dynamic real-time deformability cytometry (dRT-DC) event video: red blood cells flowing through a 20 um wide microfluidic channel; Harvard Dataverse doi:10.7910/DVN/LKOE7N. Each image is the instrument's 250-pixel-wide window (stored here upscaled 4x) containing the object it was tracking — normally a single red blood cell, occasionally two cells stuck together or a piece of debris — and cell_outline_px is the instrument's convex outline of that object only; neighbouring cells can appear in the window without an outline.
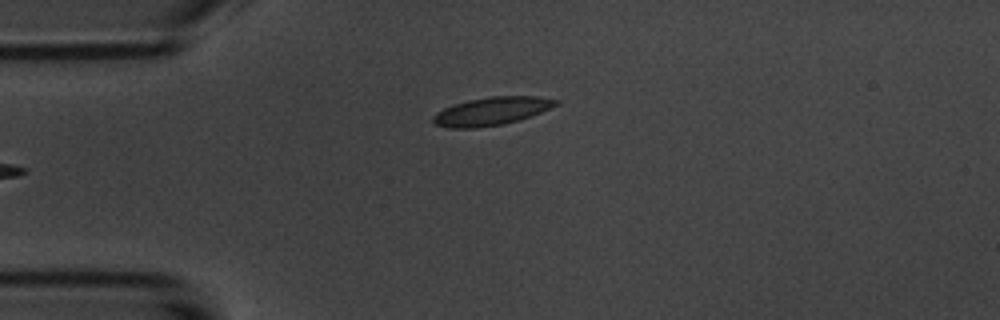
{"species": "common noctule bat (a hibernating species)", "species_latin": "Nyctalus noctula", "temperature_condition": "room temperature", "stored_images_in_passage": 14, "camera_frame_rate_fps": 3000, "um_per_image_px": 0.085, "animal": {"sex": "male", "body_mass_g": 20.1, "forearm_length_mm": 53.5}, "frame": {"image": 1, "passage_image": 5, "time_ms": 5.667, "image_size_px": [1000, 320], "cell_outline_px": [[560, 104], [520, 120], [504, 124], [476, 128], [452, 128], [432, 124], [432, 116], [436, 112], [444, 108], [468, 100], [488, 96], [540, 96], [560, 100]], "centroid_in_image_um": [41.79, 9.45], "position_along_channel_um": 43.2, "area_um2": 20.29}}
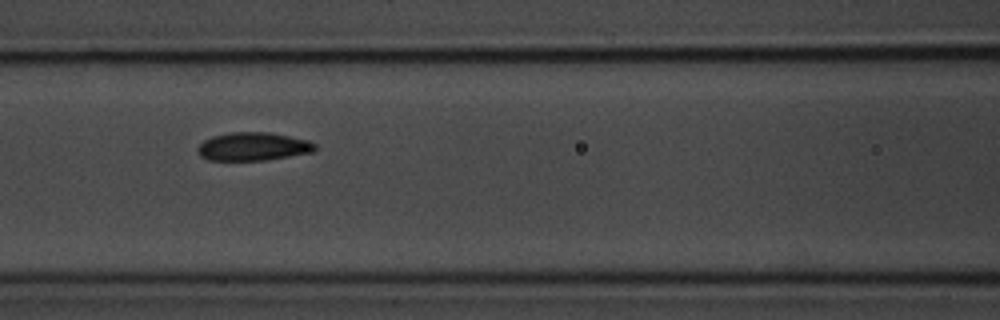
{"frame": {"image": 2, "passage_image": 8, "time_ms": 9.0, "image_size_px": [1000, 320], "cell_outline_px": [[316, 148], [312, 152], [264, 160], [208, 160], [200, 156], [196, 148], [204, 140], [212, 136], [232, 132], [268, 132], [308, 140], [316, 144]], "centroid_in_image_um": [21.48, 12.45], "position_along_channel_um": 145.1, "area_um2": 19.19}, "authors_computed_cell_mechanics": {"area_um2": 18.8139, "velocity_mm_per_s": 3.6375, "shape_relaxation_time_tau1_ms": 1.9986, "shape_relaxation_time_tau2_ms": null, "deformation_change_tau1": 0.0609, "deformation_change_tau2": null}}